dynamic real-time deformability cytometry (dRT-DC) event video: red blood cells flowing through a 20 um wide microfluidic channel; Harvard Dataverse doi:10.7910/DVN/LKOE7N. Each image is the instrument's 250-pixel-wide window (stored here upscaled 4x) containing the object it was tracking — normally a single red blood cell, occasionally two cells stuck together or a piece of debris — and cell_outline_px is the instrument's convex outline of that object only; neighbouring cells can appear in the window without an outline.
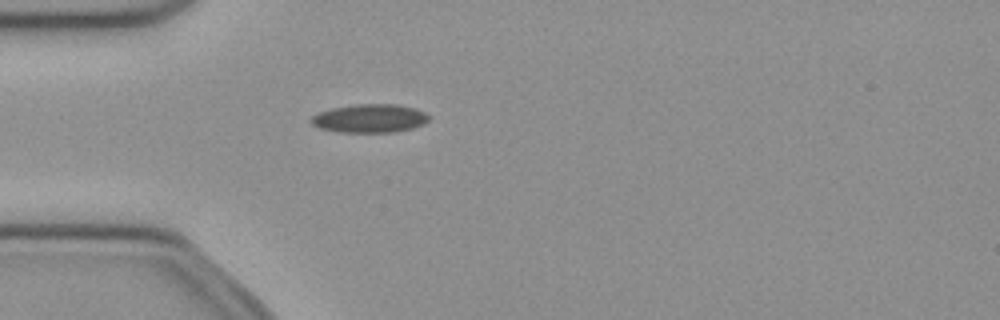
{"species": "common noctule bat (a hibernating species)", "species_latin": "Nyctalus noctula", "temperature_condition": "cold", "stored_images_in_passage": 40, "camera_frame_rate_fps": 3000, "um_per_image_px": 0.085, "animal": {"sex": "female", "body_mass_g": 21.9}, "frame": {"image": 1, "passage_image": 3, "time_ms": 0.667, "image_size_px": [1000, 320], "cell_outline_px": [[432, 116], [424, 124], [412, 128], [396, 132], [340, 132], [320, 128], [312, 124], [308, 120], [312, 116], [320, 112], [332, 108], [356, 104], [396, 104], [416, 108]], "centroid_in_image_um": [31.46, 10.06], "position_along_channel_um": 53.5, "area_um2": 19.65}}
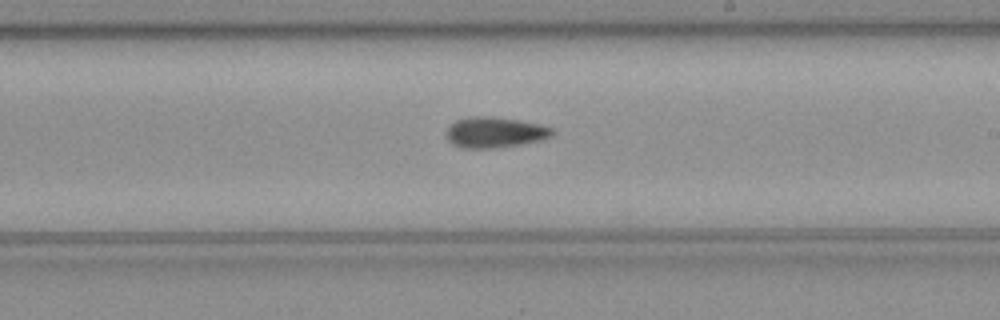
{"frame": {"image": 2, "passage_image": 18, "time_ms": 5.667, "image_size_px": [1000, 320], "cell_outline_px": [[556, 132], [552, 136], [540, 140], [520, 144], [492, 148], [464, 148], [452, 144], [448, 140], [448, 128], [456, 120], [468, 116], [492, 116], [540, 124], [552, 128]], "centroid_in_image_um": [42.08, 11.24], "position_along_channel_um": 246.9, "area_um2": 18.79}}
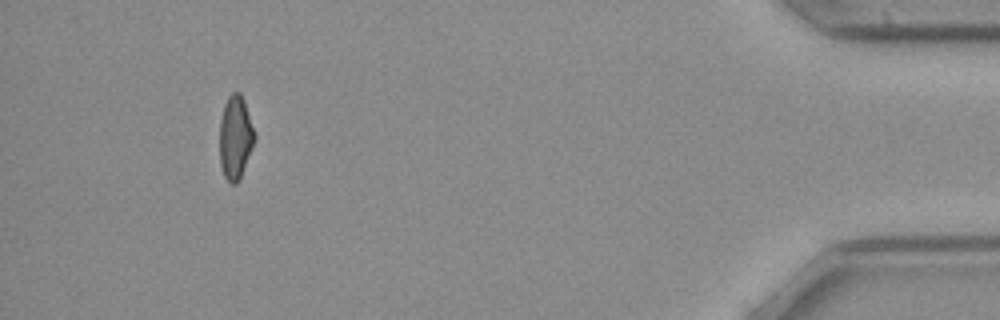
{"frame": {"image": 3, "passage_image": 36, "time_ms": 11.667, "image_size_px": [1000, 320], "cell_outline_px": [[256, 136], [252, 148], [240, 176], [236, 184], [232, 184], [224, 176], [220, 164], [220, 120], [224, 104], [228, 96], [232, 92], [240, 92], [244, 100]], "centroid_in_image_um": [20.0, 11.64], "position_along_channel_um": 415.2, "area_um2": 16.82}}